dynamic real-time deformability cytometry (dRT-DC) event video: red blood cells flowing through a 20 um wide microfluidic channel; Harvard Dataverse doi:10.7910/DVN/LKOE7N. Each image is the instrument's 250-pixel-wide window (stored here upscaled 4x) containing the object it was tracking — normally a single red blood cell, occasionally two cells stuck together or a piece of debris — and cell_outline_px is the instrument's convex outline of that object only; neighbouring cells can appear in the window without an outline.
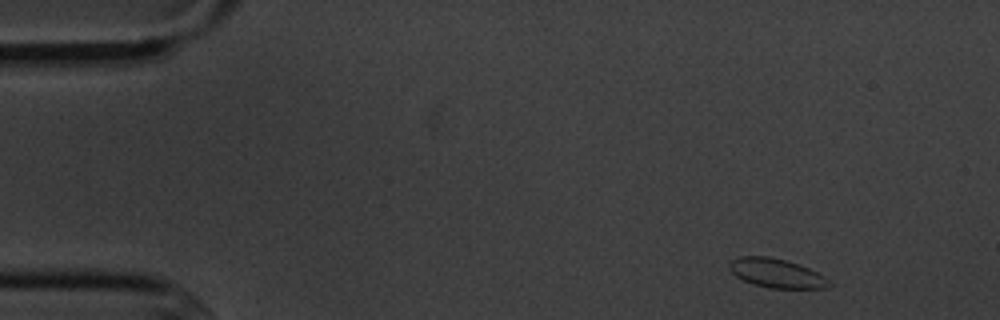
{"species": "common noctule bat (a hibernating species)", "species_latin": "Nyctalus noctula", "temperature_condition": "cold", "stored_images_in_passage": 4, "camera_frame_rate_fps": 3000, "um_per_image_px": 0.085, "animal": {"sex": "male", "body_mass_g": 20.1, "forearm_length_mm": 53.5}, "frame": {"image": 1, "passage_image": 1, "time_ms": 0.0, "image_size_px": [1000, 320], "cell_outline_px": [[832, 284], [824, 288], [768, 288], [752, 284], [736, 276], [728, 268], [728, 264], [732, 260], [740, 256], [768, 256], [784, 260], [808, 268], [824, 276]], "centroid_in_image_um": [65.96, 23.22], "position_along_channel_um": 19.0, "area_um2": 16.7}}